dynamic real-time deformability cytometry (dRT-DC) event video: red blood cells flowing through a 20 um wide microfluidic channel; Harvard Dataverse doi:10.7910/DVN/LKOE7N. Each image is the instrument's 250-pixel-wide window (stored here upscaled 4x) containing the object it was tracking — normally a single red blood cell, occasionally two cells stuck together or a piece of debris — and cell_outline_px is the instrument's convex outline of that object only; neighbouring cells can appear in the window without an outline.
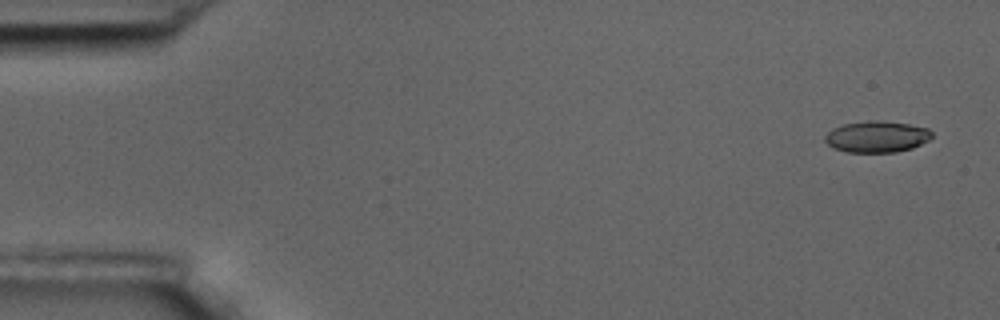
{"species": "common noctule bat (a hibernating species)", "species_latin": "Nyctalus noctula", "temperature_condition": "room temperature", "stored_images_in_passage": 4, "camera_frame_rate_fps": 3000, "um_per_image_px": 0.085, "animal": {"sex": "male", "body_mass_g": 17.5, "forearm_length_mm": 52.3}, "frame": {"image": 1, "passage_image": 1, "time_ms": 0.0, "image_size_px": [1000, 320], "cell_outline_px": [[932, 136], [928, 140], [912, 148], [896, 152], [844, 152], [832, 148], [824, 140], [824, 136], [832, 128], [844, 124], [872, 120], [880, 120], [908, 124], [928, 128], [932, 132]], "centroid_in_image_um": [74.5, 11.62], "position_along_channel_um": 10.5, "area_um2": 19.59}}
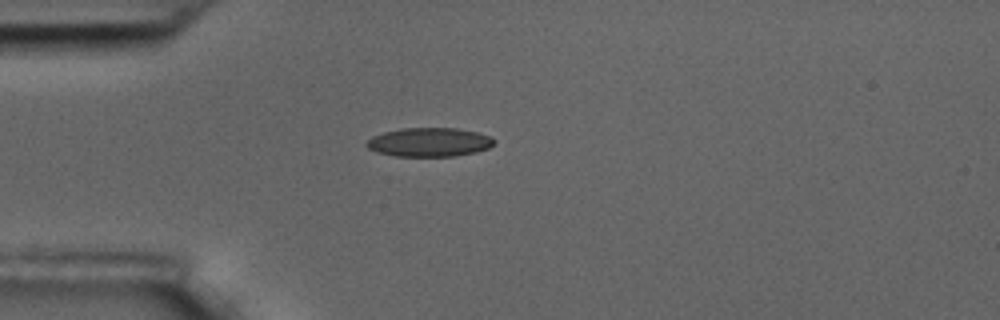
{"frame": {"image": 2, "passage_image": 4, "time_ms": 1.0, "image_size_px": [1000, 320], "cell_outline_px": [[496, 140], [488, 148], [476, 152], [452, 156], [396, 156], [376, 152], [368, 148], [364, 144], [372, 136], [384, 132], [400, 128], [456, 128], [476, 132], [488, 136]], "centroid_in_image_um": [36.45, 12.08], "position_along_channel_um": 48.6, "area_um2": 21.39}}